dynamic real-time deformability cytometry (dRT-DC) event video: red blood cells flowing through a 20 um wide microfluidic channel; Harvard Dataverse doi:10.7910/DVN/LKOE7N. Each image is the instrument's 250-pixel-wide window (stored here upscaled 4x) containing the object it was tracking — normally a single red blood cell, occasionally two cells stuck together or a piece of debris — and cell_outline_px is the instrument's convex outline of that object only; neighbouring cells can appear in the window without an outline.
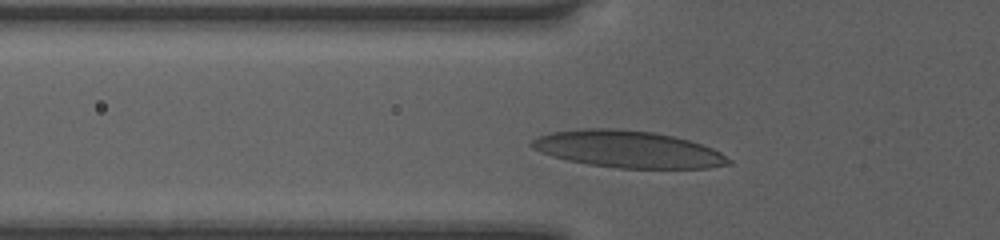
{"species": "human", "species_latin": "Homo sapiens", "temperature_condition": "room temperature", "stored_images_in_passage": 32, "camera_frame_rate_fps": 3000, "um_per_image_px": 0.085, "donor": {"sex": "female"}, "frame": {"image": 1, "passage_image": 6, "time_ms": 1.667, "image_size_px": [1000, 240], "cell_outline_px": [[732, 164], [708, 168], [620, 168], [588, 164], [568, 160], [552, 156], [540, 152], [532, 148], [528, 144], [536, 136], [552, 132], [584, 128], [616, 128], [652, 132], [672, 136], [688, 140], [712, 148], [720, 152], [732, 160]], "centroid_in_image_um": [53.35, 12.68], "position_along_channel_um": 72.4, "area_um2": 42.37}}
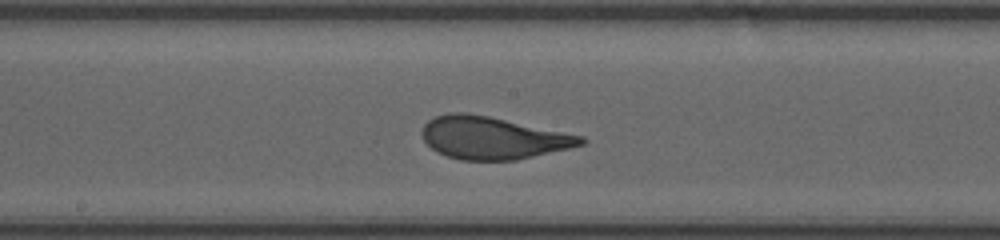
{"frame": {"image": 2, "passage_image": 16, "time_ms": 5.0, "image_size_px": [1000, 240], "cell_outline_px": [[588, 140], [584, 144], [568, 148], [516, 160], [460, 160], [436, 152], [424, 140], [420, 132], [424, 124], [428, 120], [436, 116], [452, 112], [464, 112], [488, 116], [584, 136]], "centroid_in_image_um": [41.86, 11.72], "position_along_channel_um": 206.3, "area_um2": 39.13}}
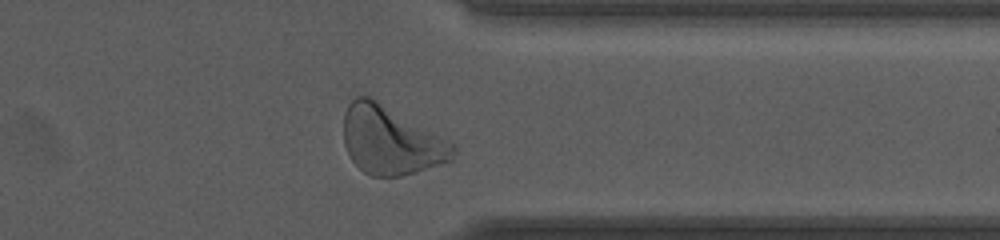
{"frame": {"image": 3, "passage_image": 29, "time_ms": 9.333, "image_size_px": [1000, 240], "cell_outline_px": [[456, 152], [452, 160], [448, 164], [400, 176], [372, 176], [364, 172], [352, 160], [344, 144], [344, 112], [348, 104], [356, 96], [368, 96], [376, 100], [456, 144]], "centroid_in_image_um": [33.26, 11.96], "position_along_channel_um": 378.1, "area_um2": 43.58}, "authors_computed_cell_mechanics": {"area_um2": 39.1595, "velocity_mm_per_s": 4.0272, "shape_relaxation_time_tau1_ms": 2.9774, "shape_relaxation_time_tau2_ms": null, "deformation_change_tau1": 0.158, "deformation_change_tau2": null}}